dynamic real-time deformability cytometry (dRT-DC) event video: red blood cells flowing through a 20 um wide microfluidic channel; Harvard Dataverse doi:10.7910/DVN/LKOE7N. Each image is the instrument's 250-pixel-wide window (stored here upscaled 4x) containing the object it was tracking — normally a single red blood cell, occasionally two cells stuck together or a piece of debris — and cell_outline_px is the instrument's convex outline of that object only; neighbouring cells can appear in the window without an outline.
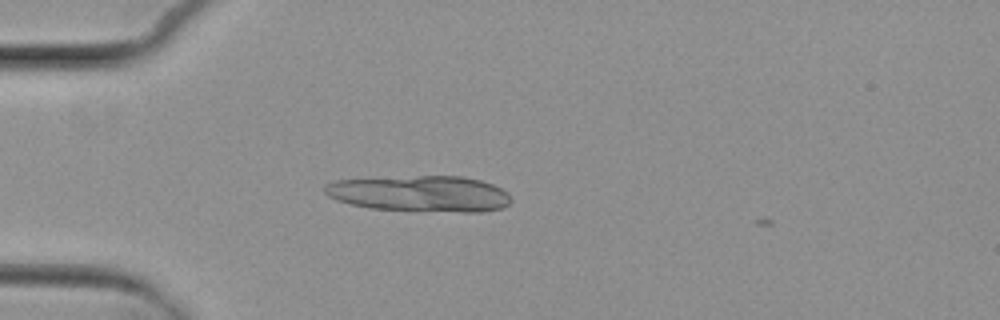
{"species": "common noctule bat (a hibernating species)", "species_latin": "Nyctalus noctula", "temperature_condition": "cold", "stored_images_in_passage": 5, "segment_of_instrument_passage": [1, 2], "camera_frame_rate_fps": 3000, "um_per_image_px": 0.085, "animal": {"sex": "female", "body_mass_g": 29.2, "forearm_length_mm": 56.3}, "frame": {"image": 1, "passage_image": 2, "time_ms": 1.0, "image_size_px": [1000, 320], "cell_outline_px": [[512, 200], [504, 208], [480, 212], [460, 212], [368, 208], [336, 200], [328, 196], [324, 192], [324, 184], [336, 180], [420, 176], [464, 176], [480, 180], [492, 184], [508, 192], [512, 196]], "centroid_in_image_um": [35.75, 16.46], "position_along_channel_um": 49.3, "area_um2": 39.19}}